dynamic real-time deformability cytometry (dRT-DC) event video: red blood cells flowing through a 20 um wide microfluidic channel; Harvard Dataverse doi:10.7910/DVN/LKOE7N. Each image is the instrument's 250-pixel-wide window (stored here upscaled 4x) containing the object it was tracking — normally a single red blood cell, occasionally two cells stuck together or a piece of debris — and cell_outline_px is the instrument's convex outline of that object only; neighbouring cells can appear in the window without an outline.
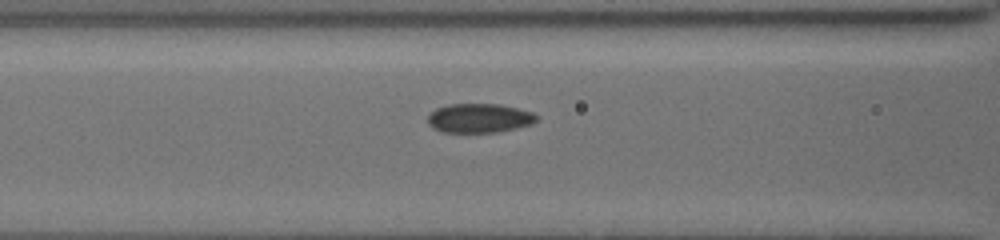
{"species": "common noctule bat (a hibernating species)", "species_latin": "Nyctalus noctula", "temperature_condition": "cold", "stored_images_in_passage": 5, "camera_frame_rate_fps": 3000, "um_per_image_px": 0.085, "animal": {"sex": "female", "body_mass_g": 19.5, "forearm_length_mm": 54.1}, "frame": {"image": 1, "passage_image": 3, "time_ms": 0.667, "image_size_px": [1000, 240], "cell_outline_px": [[536, 120], [532, 124], [516, 128], [496, 132], [444, 132], [432, 128], [428, 124], [428, 116], [436, 108], [448, 104], [500, 104], [532, 112], [536, 116]], "centroid_in_image_um": [40.71, 10.04], "position_along_channel_um": 125.9, "area_um2": 18.38}}